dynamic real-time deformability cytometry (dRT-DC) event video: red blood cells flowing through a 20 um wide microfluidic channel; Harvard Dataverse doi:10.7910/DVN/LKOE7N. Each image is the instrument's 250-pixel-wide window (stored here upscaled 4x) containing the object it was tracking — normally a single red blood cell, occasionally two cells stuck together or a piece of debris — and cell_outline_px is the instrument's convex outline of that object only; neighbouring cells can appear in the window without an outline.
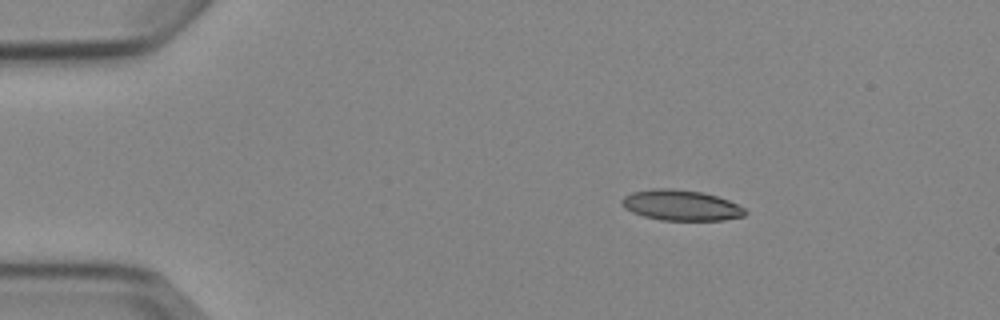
{"species": "Egyptian fruit bat (a non-hibernating species)", "species_latin": "Rousettus aegyptiacus", "temperature_condition": "cold", "stored_images_in_passage": 3, "camera_frame_rate_fps": 3000, "um_per_image_px": 0.085, "animal": {"sex": "female"}, "frame": {"image": 1, "passage_image": 1, "time_ms": 0.0, "image_size_px": [1000, 320], "cell_outline_px": [[748, 212], [744, 216], [724, 220], [660, 220], [644, 216], [632, 212], [624, 208], [620, 204], [620, 200], [624, 196], [632, 192], [652, 188], [672, 188], [704, 192], [728, 200], [744, 208]], "centroid_in_image_um": [57.86, 17.44], "position_along_channel_um": 27.1, "area_um2": 22.14}}